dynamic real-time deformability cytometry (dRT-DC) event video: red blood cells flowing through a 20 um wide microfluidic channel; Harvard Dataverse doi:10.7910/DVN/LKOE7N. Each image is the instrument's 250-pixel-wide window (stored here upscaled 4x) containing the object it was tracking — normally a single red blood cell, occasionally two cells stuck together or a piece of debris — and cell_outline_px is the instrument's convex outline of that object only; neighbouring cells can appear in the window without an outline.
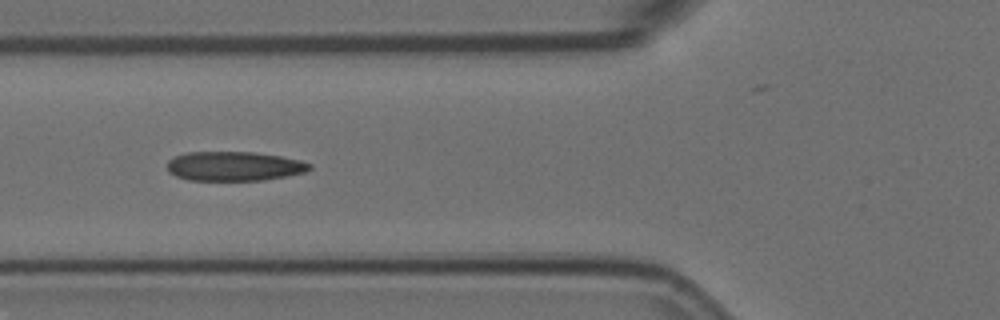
{"species": "Egyptian fruit bat (a non-hibernating species)", "species_latin": "Rousettus aegyptiacus", "temperature_condition": "room temperature", "stored_images_in_passage": 6, "camera_frame_rate_fps": 3000, "um_per_image_px": 0.085, "animal": {"sex": "female"}, "frame": {"image": 1, "passage_image": 5, "time_ms": 1.333, "image_size_px": [1000, 320], "cell_outline_px": [[312, 168], [304, 172], [288, 176], [264, 180], [188, 180], [176, 176], [168, 172], [168, 160], [176, 156], [188, 152], [252, 152], [280, 156], [300, 160], [312, 164]], "centroid_in_image_um": [19.92, 14.13], "position_along_channel_um": 105.9, "area_um2": 24.33}}
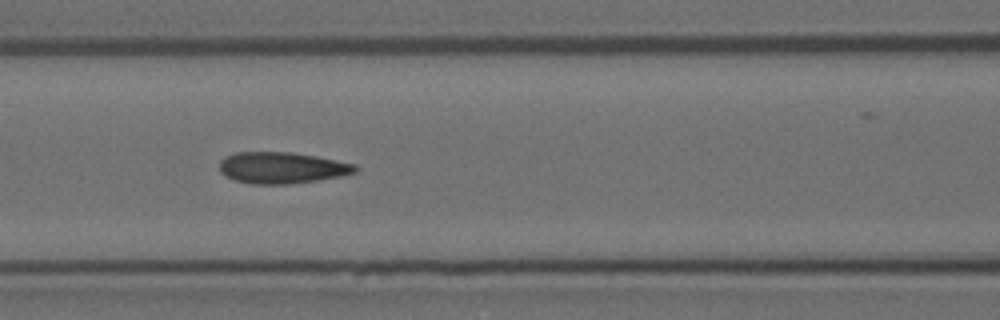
{"frame": {"image": 2, "passage_image": 6, "time_ms": 1.667, "image_size_px": [1000, 320], "cell_outline_px": [[356, 172], [340, 176], [316, 180], [288, 184], [252, 184], [236, 180], [224, 176], [220, 172], [220, 160], [224, 156], [236, 152], [292, 152], [316, 156], [356, 164]], "centroid_in_image_um": [23.92, 14.25], "position_along_channel_um": 142.7, "area_um2": 24.8}}